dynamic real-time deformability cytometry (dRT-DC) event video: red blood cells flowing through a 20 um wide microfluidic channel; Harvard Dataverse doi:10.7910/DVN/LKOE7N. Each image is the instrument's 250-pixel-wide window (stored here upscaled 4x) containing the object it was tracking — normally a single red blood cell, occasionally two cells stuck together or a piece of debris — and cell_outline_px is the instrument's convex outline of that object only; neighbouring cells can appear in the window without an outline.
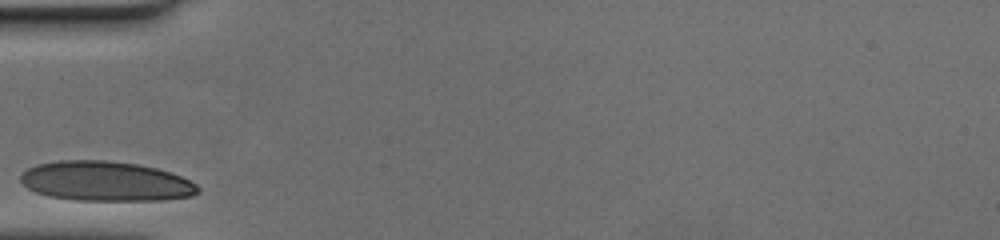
{"species": "human", "species_latin": "Homo sapiens", "temperature_condition": "cold", "stored_images_in_passage": 24, "camera_frame_rate_fps": 3000, "um_per_image_px": 0.085, "donor": {"sex": "female"}, "frame": {"image": 1, "passage_image": 1, "time_ms": 0.0, "image_size_px": [1000, 240], "cell_outline_px": [[200, 192], [192, 196], [164, 200], [76, 200], [48, 196], [36, 192], [28, 188], [20, 180], [20, 172], [36, 164], [60, 160], [108, 160], [136, 164], [156, 168], [180, 176], [196, 184], [200, 188]], "centroid_in_image_um": [8.96, 15.4], "position_along_channel_um": 76.0, "area_um2": 41.15}}
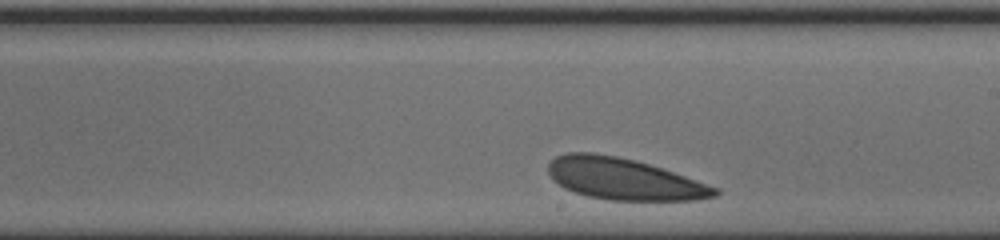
{"frame": {"image": 2, "passage_image": 14, "time_ms": 4.333, "image_size_px": [1000, 240], "cell_outline_px": [[720, 192], [716, 196], [700, 200], [608, 200], [588, 196], [564, 188], [552, 180], [548, 172], [548, 164], [556, 156], [568, 152], [592, 152], [616, 156], [648, 164], [720, 188]], "centroid_in_image_um": [53.01, 15.22], "position_along_channel_um": 236.0, "area_um2": 40.17}}
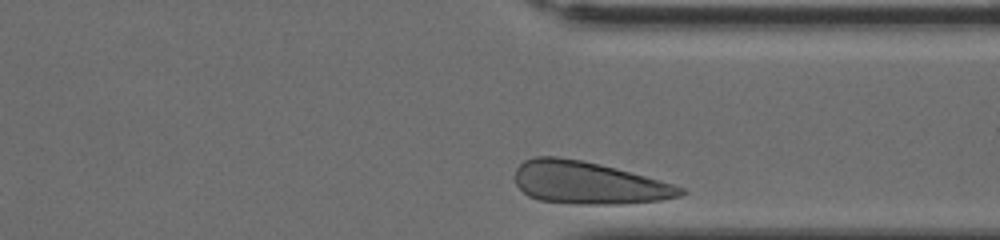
{"frame": {"image": 3, "passage_image": 24, "time_ms": 7.667, "image_size_px": [1000, 240], "cell_outline_px": [[688, 192], [680, 196], [660, 200], [624, 204], [576, 204], [540, 200], [528, 196], [516, 184], [516, 168], [524, 160], [536, 156], [556, 156], [580, 160], [600, 164], [616, 168], [672, 184], [684, 188]], "centroid_in_image_um": [50.0, 15.54], "position_along_channel_um": 361.4, "area_um2": 40.75}}